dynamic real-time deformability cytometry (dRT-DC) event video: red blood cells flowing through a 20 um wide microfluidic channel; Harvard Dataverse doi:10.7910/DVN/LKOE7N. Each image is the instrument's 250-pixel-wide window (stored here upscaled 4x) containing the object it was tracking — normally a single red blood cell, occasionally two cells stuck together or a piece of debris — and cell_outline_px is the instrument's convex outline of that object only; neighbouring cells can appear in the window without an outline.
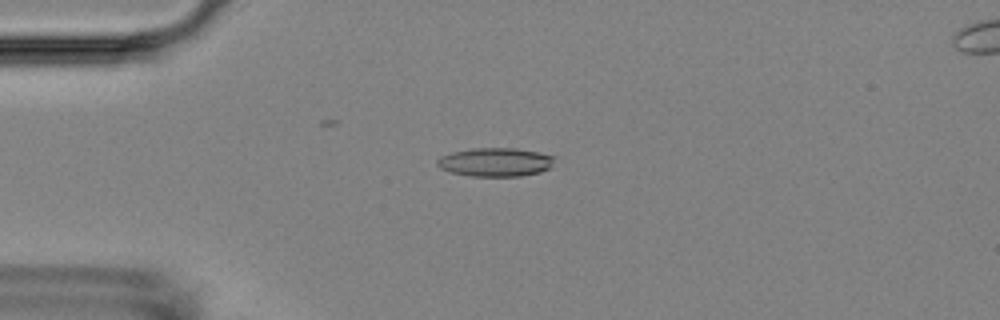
{"species": "Egyptian fruit bat (a non-hibernating species)", "species_latin": "Rousettus aegyptiacus", "temperature_condition": "room temperature", "stored_images_in_passage": 6, "camera_frame_rate_fps": 3000, "um_per_image_px": 0.085, "animal": {"sex": "female"}, "frame": {"image": 1, "passage_image": 4, "time_ms": 3.333, "image_size_px": [1000, 320], "cell_outline_px": [[556, 156], [552, 164], [548, 168], [540, 172], [520, 176], [468, 176], [452, 172], [440, 168], [436, 164], [436, 160], [440, 156], [452, 152], [472, 148], [516, 148], [540, 152]], "centroid_in_image_um": [42.1, 13.77], "position_along_channel_um": 42.9, "area_um2": 19.71}}